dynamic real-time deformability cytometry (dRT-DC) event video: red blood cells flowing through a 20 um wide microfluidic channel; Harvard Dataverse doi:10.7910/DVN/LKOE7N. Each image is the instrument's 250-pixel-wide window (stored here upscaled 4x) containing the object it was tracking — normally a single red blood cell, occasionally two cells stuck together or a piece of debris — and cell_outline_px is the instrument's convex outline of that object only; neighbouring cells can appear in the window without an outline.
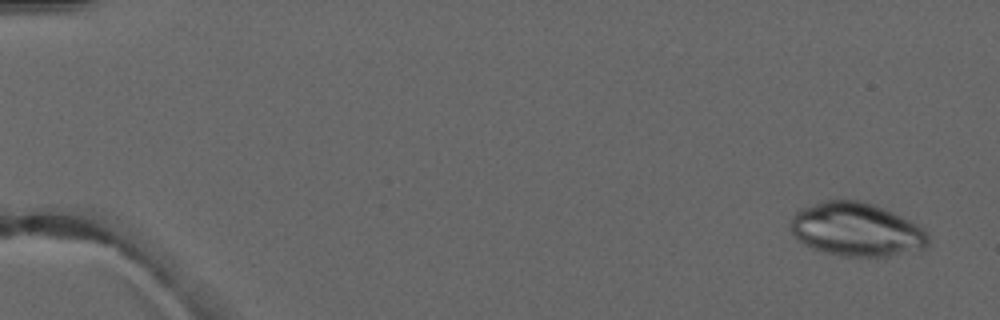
{"species": "common noctule bat (a hibernating species)", "species_latin": "Nyctalus noctula", "temperature_condition": "warm", "stored_images_in_passage": 7, "camera_frame_rate_fps": 3000, "um_per_image_px": 0.085, "animal": {"sex": "male", "forearm_length_mm": 52.5}, "frame": {"image": 1, "passage_image": 1, "time_ms": 0.0, "image_size_px": [1000, 320], "cell_outline_px": [[928, 244], [924, 248], [888, 256], [840, 256], [824, 252], [812, 248], [796, 240], [792, 232], [792, 216], [800, 208], [824, 200], [856, 200], [872, 204], [884, 208], [916, 224], [928, 236]], "centroid_in_image_um": [72.75, 19.51], "position_along_channel_um": 12.3, "area_um2": 42.54}}